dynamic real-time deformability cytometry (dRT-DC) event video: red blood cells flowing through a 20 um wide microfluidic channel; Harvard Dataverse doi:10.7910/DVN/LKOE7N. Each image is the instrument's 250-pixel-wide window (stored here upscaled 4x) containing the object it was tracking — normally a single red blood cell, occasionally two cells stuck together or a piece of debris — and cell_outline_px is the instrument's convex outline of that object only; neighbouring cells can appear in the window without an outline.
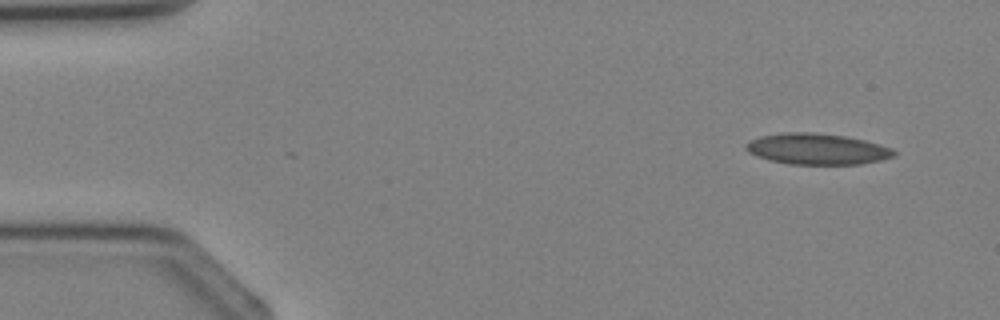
{"species": "Egyptian fruit bat (a non-hibernating species)", "species_latin": "Rousettus aegyptiacus", "temperature_condition": "cold", "stored_images_in_passage": 3, "camera_frame_rate_fps": 3000, "um_per_image_px": 0.085, "animal": {"sex": "female"}, "frame": {"image": 1, "passage_image": 1, "time_ms": 0.0, "image_size_px": [1000, 320], "cell_outline_px": [[896, 156], [880, 160], [860, 164], [788, 164], [756, 156], [748, 152], [744, 148], [744, 144], [760, 136], [784, 132], [812, 132], [844, 136], [864, 140], [880, 144], [892, 148], [896, 152]], "centroid_in_image_um": [69.45, 12.66], "position_along_channel_um": 15.5, "area_um2": 26.76}}
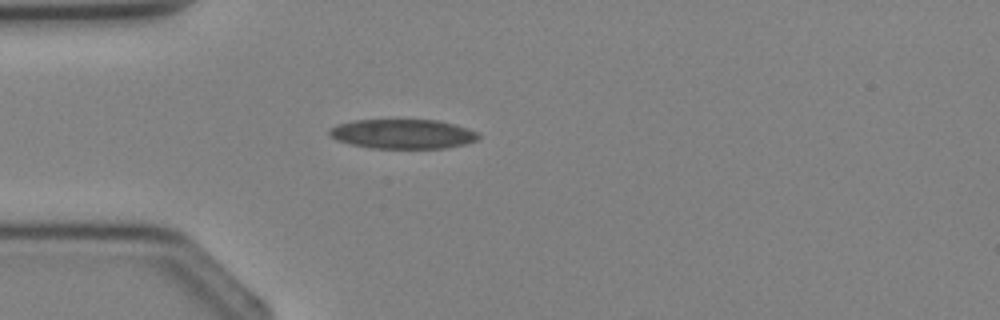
{"frame": {"image": 2, "passage_image": 3, "time_ms": 2.333, "image_size_px": [1000, 320], "cell_outline_px": [[480, 140], [464, 144], [444, 148], [372, 148], [348, 144], [336, 140], [328, 132], [328, 128], [336, 124], [352, 120], [440, 120], [468, 128], [480, 132]], "centroid_in_image_um": [34.24, 11.38], "position_along_channel_um": 50.8, "area_um2": 25.95}}